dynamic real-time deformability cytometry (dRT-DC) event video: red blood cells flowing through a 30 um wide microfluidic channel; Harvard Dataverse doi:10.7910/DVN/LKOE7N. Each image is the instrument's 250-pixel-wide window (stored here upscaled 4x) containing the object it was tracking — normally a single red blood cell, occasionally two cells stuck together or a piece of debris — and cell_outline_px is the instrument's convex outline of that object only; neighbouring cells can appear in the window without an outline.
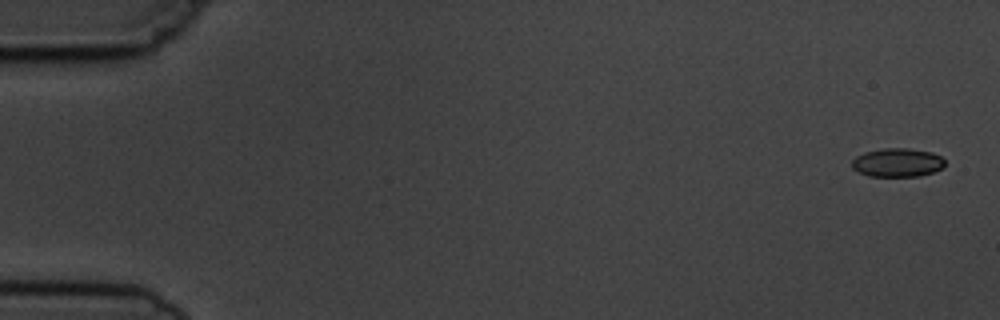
{"species": "common noctule bat (a hibernating species)", "species_latin": "Nyctalus noctula", "temperature_condition": "cold", "stored_images_in_passage": 5, "camera_frame_rate_fps": 3000, "um_per_image_px": 0.085, "animal": {"sex": "male", "body_mass_g": 19.5, "forearm_length_mm": 54.6}, "frame": {"image": 1, "passage_image": 1, "time_ms": 0.0, "image_size_px": [1000, 320], "cell_outline_px": [[944, 168], [920, 176], [868, 176], [852, 168], [852, 160], [856, 156], [864, 152], [884, 148], [908, 148], [932, 152], [940, 156], [944, 160]], "centroid_in_image_um": [76.28, 13.81], "position_along_channel_um": 8.7, "area_um2": 15.55}}
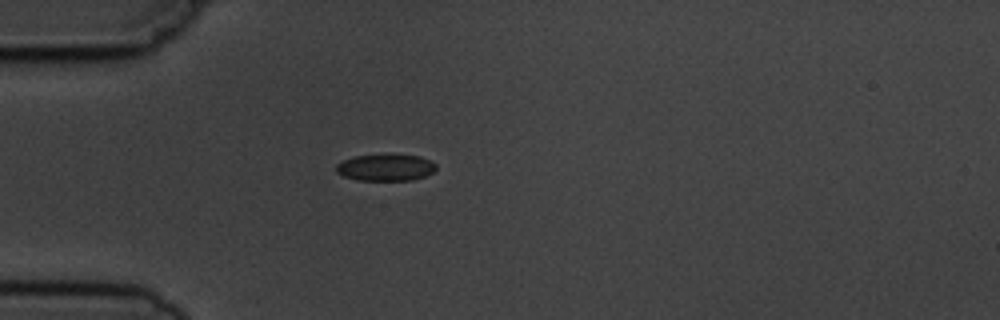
{"frame": {"image": 2, "passage_image": 5, "time_ms": 4.667, "image_size_px": [1000, 320], "cell_outline_px": [[436, 168], [432, 172], [424, 176], [412, 180], [356, 180], [344, 176], [336, 172], [336, 164], [344, 160], [356, 156], [384, 152], [388, 152], [420, 156], [432, 160], [436, 164]], "centroid_in_image_um": [32.79, 14.19], "position_along_channel_um": 52.2, "area_um2": 16.13}}